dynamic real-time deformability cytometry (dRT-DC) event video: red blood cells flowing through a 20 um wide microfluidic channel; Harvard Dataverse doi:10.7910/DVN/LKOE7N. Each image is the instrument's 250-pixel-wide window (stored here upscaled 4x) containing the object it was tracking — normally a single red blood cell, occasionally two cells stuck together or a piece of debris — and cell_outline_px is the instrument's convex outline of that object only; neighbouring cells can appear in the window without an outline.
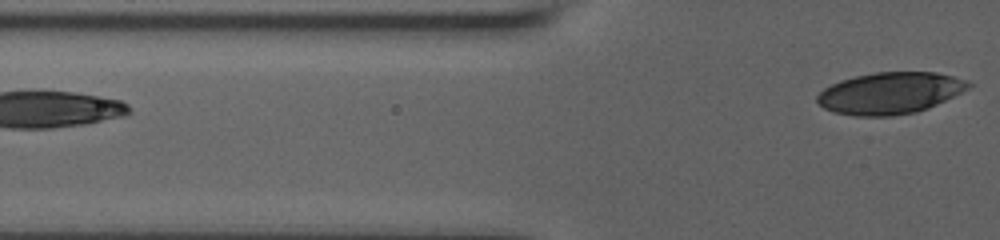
{"species": "human", "species_latin": "Homo sapiens", "temperature_condition": "room temperature", "stored_images_in_passage": 8, "segment_of_instrument_passage": [2, 2], "camera_frame_rate_fps": 3000, "um_per_image_px": 0.085, "donor": {"sex": "male"}, "frame": {"image": 1, "passage_image": 8, "time_ms": 5.667, "image_size_px": [1000, 240], "cell_outline_px": [[972, 84], [968, 88], [928, 108], [916, 112], [892, 116], [856, 116], [832, 112], [824, 108], [816, 100], [816, 96], [824, 88], [840, 80], [856, 76], [876, 72], [936, 72], [968, 80]], "centroid_in_image_um": [75.62, 7.91], "position_along_channel_um": 50.2, "area_um2": 36.53}}